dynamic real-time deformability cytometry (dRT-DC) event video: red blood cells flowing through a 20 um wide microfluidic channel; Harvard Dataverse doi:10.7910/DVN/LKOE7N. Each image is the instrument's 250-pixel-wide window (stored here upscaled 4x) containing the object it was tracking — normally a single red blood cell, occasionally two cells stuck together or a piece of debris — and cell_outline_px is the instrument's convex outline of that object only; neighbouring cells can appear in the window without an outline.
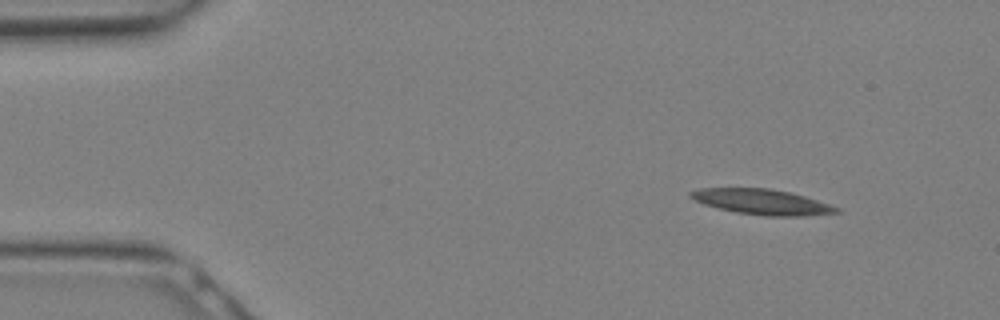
{"species": "Egyptian fruit bat (a non-hibernating species)", "species_latin": "Rousettus aegyptiacus", "temperature_condition": "warm", "stored_images_in_passage": 10, "camera_frame_rate_fps": 3000, "um_per_image_px": 0.085, "animal": {"sex": "female"}, "frame": {"image": 1, "passage_image": 1, "time_ms": 0.0, "image_size_px": [1000, 320], "cell_outline_px": [[840, 212], [800, 216], [764, 216], [736, 212], [704, 204], [688, 196], [688, 192], [700, 188], [768, 188], [788, 192], [804, 196], [840, 208]], "centroid_in_image_um": [64.74, 17.15], "position_along_channel_um": 20.3, "area_um2": 21.27}}
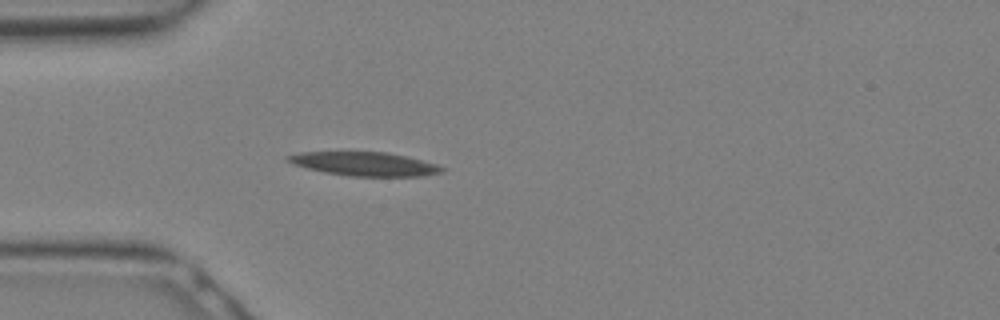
{"frame": {"image": 2, "passage_image": 6, "time_ms": 1.667, "image_size_px": [1000, 320], "cell_outline_px": [[444, 168], [440, 172], [424, 176], [348, 176], [324, 172], [292, 164], [284, 160], [284, 156], [300, 152], [388, 152], [408, 156], [436, 164]], "centroid_in_image_um": [30.93, 13.92], "position_along_channel_um": 54.1, "area_um2": 21.39}}
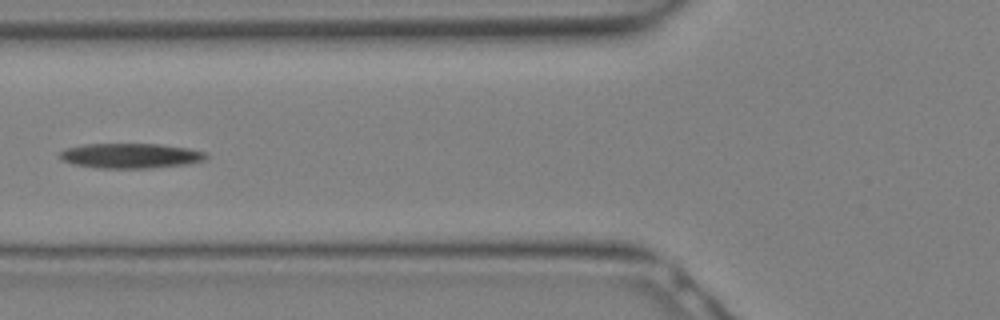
{"frame": {"image": 3, "passage_image": 9, "time_ms": 2.667, "image_size_px": [1000, 320], "cell_outline_px": [[208, 156], [204, 160], [184, 164], [148, 168], [96, 168], [72, 164], [64, 160], [60, 156], [60, 152], [68, 148], [84, 144], [160, 144], [188, 148], [204, 152]], "centroid_in_image_um": [11.09, 13.24], "position_along_channel_um": 114.7, "area_um2": 21.04}}